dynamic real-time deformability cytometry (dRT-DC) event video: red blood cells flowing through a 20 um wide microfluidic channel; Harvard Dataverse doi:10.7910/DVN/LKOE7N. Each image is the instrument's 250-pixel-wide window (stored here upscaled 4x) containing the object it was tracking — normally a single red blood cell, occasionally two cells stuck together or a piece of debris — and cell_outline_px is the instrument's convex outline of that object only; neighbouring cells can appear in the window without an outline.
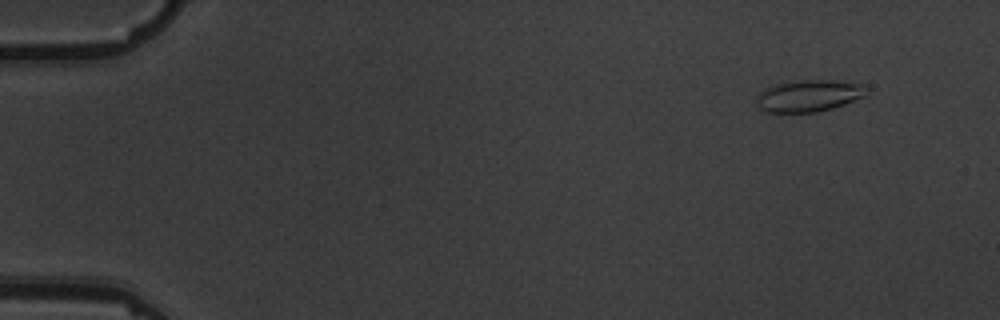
{"species": "common noctule bat (a hibernating species)", "species_latin": "Nyctalus noctula", "temperature_condition": "warm", "stored_images_in_passage": 6, "camera_frame_rate_fps": 3000, "um_per_image_px": 0.085, "animal": {"sex": "male", "body_mass_g": 19.5, "forearm_length_mm": 54.6}, "frame": {"image": 1, "passage_image": 2, "time_ms": 1.333, "image_size_px": [1000, 320], "cell_outline_px": [[868, 96], [832, 108], [816, 112], [764, 112], [756, 104], [756, 100], [760, 92], [764, 88], [776, 84], [800, 80], [832, 80], [860, 84], [868, 88]], "centroid_in_image_um": [68.76, 8.14], "position_along_channel_um": 16.2, "area_um2": 20.46}}
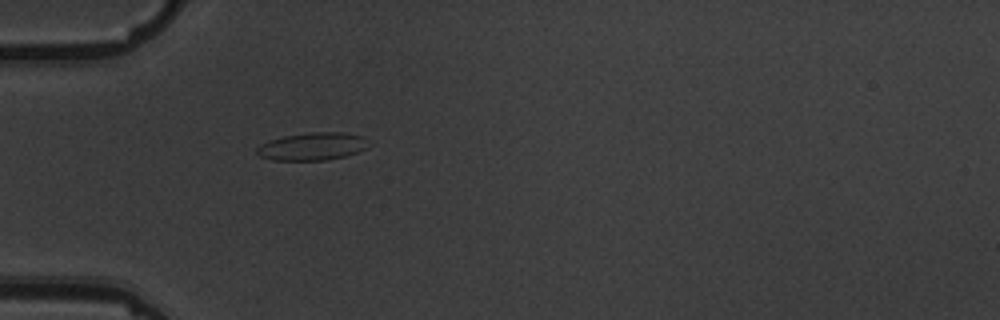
{"frame": {"image": 2, "passage_image": 6, "time_ms": 5.667, "image_size_px": [1000, 320], "cell_outline_px": [[372, 144], [368, 148], [344, 156], [324, 160], [272, 160], [260, 156], [256, 152], [256, 148], [260, 144], [268, 140], [284, 136], [308, 132], [344, 132], [364, 136]], "centroid_in_image_um": [26.58, 12.43], "position_along_channel_um": 58.4, "area_um2": 18.26}}